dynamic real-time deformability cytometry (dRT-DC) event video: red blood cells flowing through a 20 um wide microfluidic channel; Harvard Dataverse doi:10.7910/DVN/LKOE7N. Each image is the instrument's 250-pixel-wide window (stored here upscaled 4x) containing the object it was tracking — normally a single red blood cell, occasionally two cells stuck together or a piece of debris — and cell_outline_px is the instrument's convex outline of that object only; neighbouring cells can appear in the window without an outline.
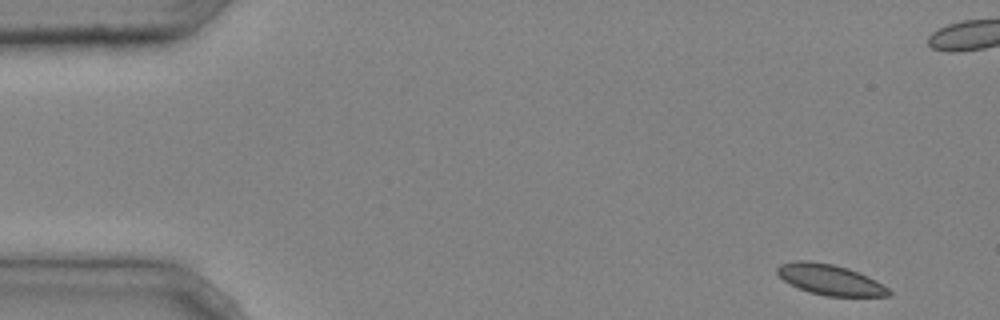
{"species": "common noctule bat (a hibernating species)", "species_latin": "Nyctalus noctula", "temperature_condition": "cold", "stored_images_in_passage": 7, "camera_frame_rate_fps": 3000, "um_per_image_px": 0.085, "animal": {"sex": "male", "body_mass_g": 20.4}, "frame": {"image": 1, "passage_image": 1, "time_ms": 0.0, "image_size_px": [1000, 320], "cell_outline_px": [[892, 296], [824, 296], [808, 292], [784, 280], [776, 272], [776, 268], [780, 264], [796, 260], [808, 260], [832, 264], [848, 268], [868, 276], [876, 280], [888, 288], [892, 292]], "centroid_in_image_um": [70.57, 23.77], "position_along_channel_um": 14.4, "area_um2": 19.88}}